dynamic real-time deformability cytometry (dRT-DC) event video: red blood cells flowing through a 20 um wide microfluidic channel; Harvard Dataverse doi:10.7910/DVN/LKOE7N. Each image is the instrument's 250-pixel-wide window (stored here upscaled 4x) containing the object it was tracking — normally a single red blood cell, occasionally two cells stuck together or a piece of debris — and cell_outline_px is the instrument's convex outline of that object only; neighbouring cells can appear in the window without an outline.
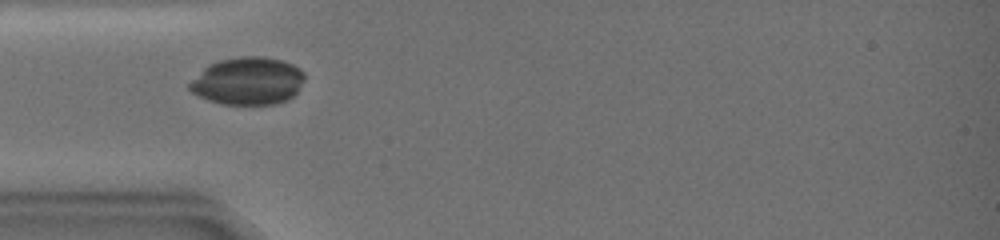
{"species": "common noctule bat (a hibernating species)", "species_latin": "Nyctalus noctula", "temperature_condition": "warm", "stored_images_in_passage": 68, "camera_frame_rate_fps": 3000, "um_per_image_px": 0.085, "animal": {"sex": "female", "body_mass_g": 19.0, "forearm_length_mm": 51.5}, "frame": {"image": 1, "passage_image": 25, "time_ms": 8.0, "image_size_px": [1000, 240], "cell_outline_px": [[304, 80], [296, 92], [288, 100], [276, 104], [220, 104], [208, 100], [192, 92], [188, 88], [188, 84], [208, 64], [220, 60], [240, 56], [264, 56], [284, 60], [300, 68], [304, 72]], "centroid_in_image_um": [21.08, 6.88], "position_along_channel_um": 63.9, "area_um2": 32.02}}
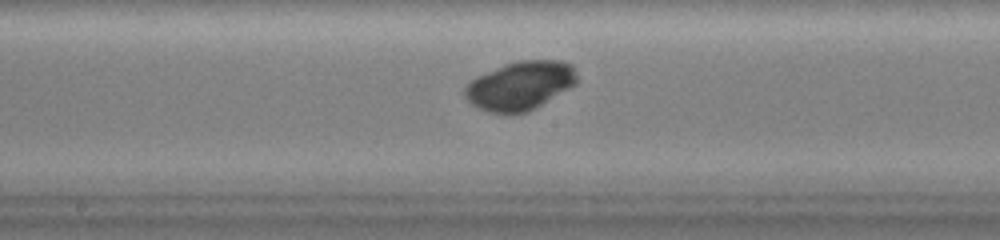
{"frame": {"image": 2, "passage_image": 41, "time_ms": 13.333, "image_size_px": [1000, 240], "cell_outline_px": [[576, 84], [528, 112], [508, 116], [504, 116], [488, 112], [472, 104], [464, 96], [464, 84], [476, 76], [504, 64], [520, 60], [560, 60], [572, 64], [576, 72]], "centroid_in_image_um": [44.17, 7.3], "position_along_channel_um": 204.0, "area_um2": 32.31}}
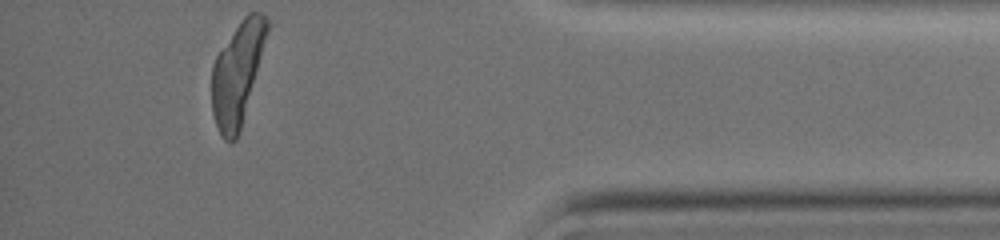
{"frame": {"image": 3, "passage_image": 68, "time_ms": 22.333, "image_size_px": [1000, 240], "cell_outline_px": [[268, 28], [240, 132], [236, 140], [224, 140], [220, 136], [212, 112], [212, 64], [216, 56], [244, 16], [248, 12], [260, 12], [268, 20]], "centroid_in_image_um": [20.14, 6.27], "position_along_channel_um": 415.1, "area_um2": 32.02}}